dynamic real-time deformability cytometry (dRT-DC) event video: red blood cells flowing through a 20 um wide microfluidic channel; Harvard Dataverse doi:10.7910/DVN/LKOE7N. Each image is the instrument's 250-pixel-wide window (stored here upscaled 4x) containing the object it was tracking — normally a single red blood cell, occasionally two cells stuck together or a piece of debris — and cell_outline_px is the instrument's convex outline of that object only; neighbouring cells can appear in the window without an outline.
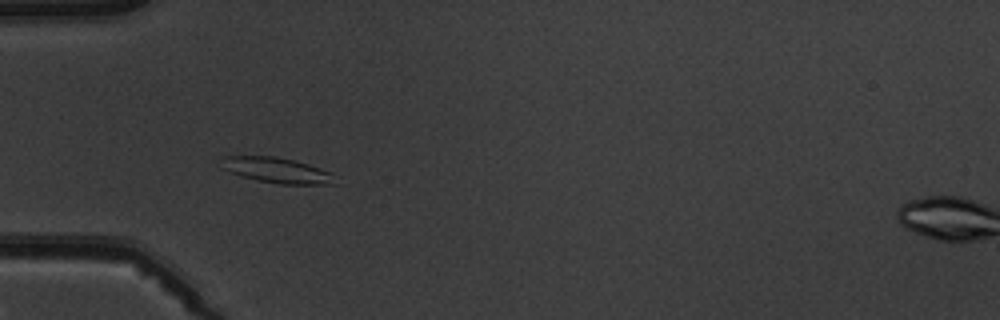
{"species": "common noctule bat (a hibernating species)", "species_latin": "Nyctalus noctula", "temperature_condition": "warm", "stored_images_in_passage": 4, "camera_frame_rate_fps": 3000, "um_per_image_px": 0.085, "animal": {"sex": "male", "body_mass_g": 19.5, "forearm_length_mm": 54.6}, "frame": {"image": 1, "passage_image": 3, "time_ms": 2.333, "image_size_px": [1000, 320], "cell_outline_px": [[336, 184], [280, 184], [256, 180], [220, 168], [224, 156], [276, 156], [308, 164], [332, 172]], "centroid_in_image_um": [23.55, 14.47], "position_along_channel_um": 61.4, "area_um2": 16.7}}
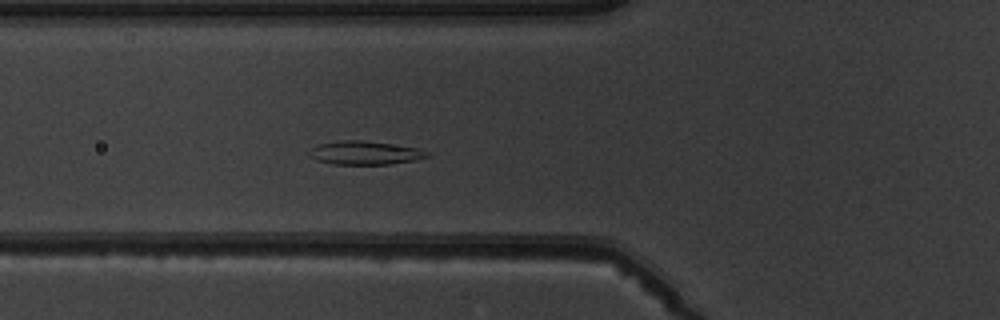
{"frame": {"image": 2, "passage_image": 4, "time_ms": 3.333, "image_size_px": [1000, 320], "cell_outline_px": [[432, 156], [412, 160], [388, 164], [332, 164], [316, 160], [308, 156], [308, 152], [312, 148], [320, 144], [340, 140], [360, 140], [420, 148], [428, 152]], "centroid_in_image_um": [31.0, 12.99], "position_along_channel_um": 94.8, "area_um2": 16.07}}